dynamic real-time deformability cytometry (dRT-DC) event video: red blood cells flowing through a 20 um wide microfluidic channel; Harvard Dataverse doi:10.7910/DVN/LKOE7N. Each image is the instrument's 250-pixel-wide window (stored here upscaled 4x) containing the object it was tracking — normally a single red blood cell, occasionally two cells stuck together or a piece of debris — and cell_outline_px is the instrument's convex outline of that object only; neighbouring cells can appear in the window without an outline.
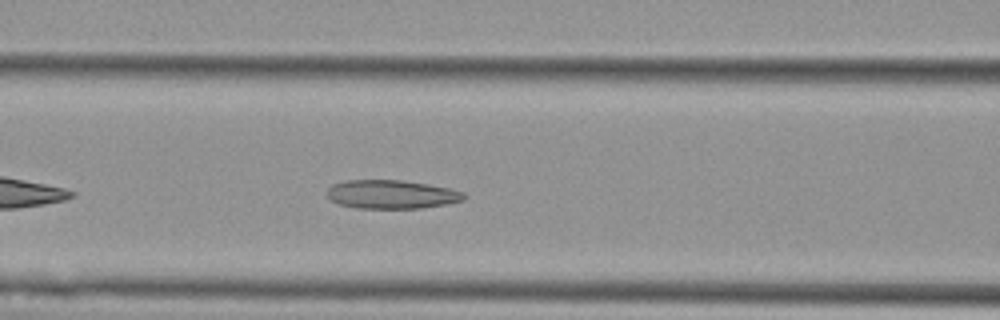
{"species": "Egyptian fruit bat (a non-hibernating species)", "species_latin": "Rousettus aegyptiacus", "temperature_condition": "cold", "stored_images_in_passage": 38, "camera_frame_rate_fps": 3000, "um_per_image_px": 0.085, "animal": {"sex": "female"}, "frame": {"image": 1, "passage_image": 9, "time_ms": 2.667, "image_size_px": [1000, 320], "cell_outline_px": [[468, 196], [464, 200], [448, 204], [420, 208], [356, 208], [340, 204], [328, 200], [328, 188], [332, 184], [344, 180], [400, 180], [428, 184], [448, 188], [464, 192]], "centroid_in_image_um": [33.28, 16.52], "position_along_channel_um": 133.3, "area_um2": 23.0}}
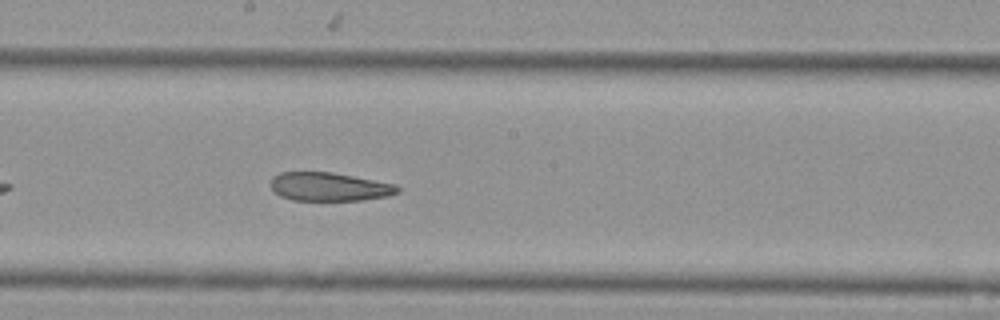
{"frame": {"image": 2, "passage_image": 16, "time_ms": 5.0, "image_size_px": [1000, 320], "cell_outline_px": [[400, 192], [388, 196], [364, 200], [292, 200], [280, 196], [272, 188], [272, 176], [280, 172], [332, 172], [396, 184], [400, 188]], "centroid_in_image_um": [28.02, 15.87], "position_along_channel_um": 220.2, "area_um2": 21.1}}
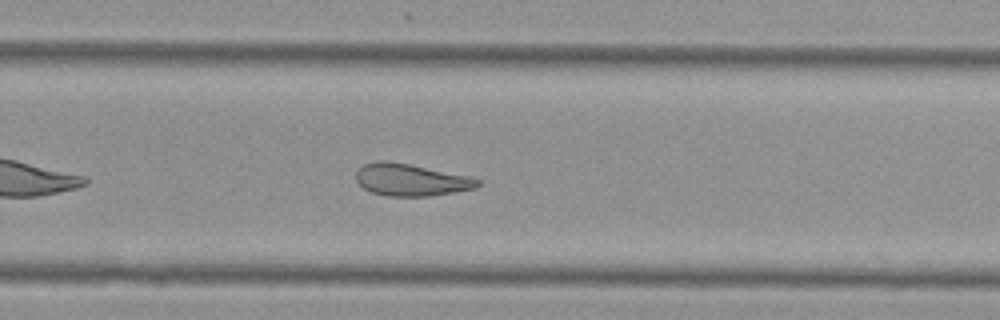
{"frame": {"image": 3, "passage_image": 22, "time_ms": 7.0, "image_size_px": [1000, 320], "cell_outline_px": [[480, 184], [476, 188], [428, 196], [388, 196], [372, 192], [364, 188], [356, 180], [356, 172], [364, 164], [376, 160], [388, 160], [468, 176], [480, 180]], "centroid_in_image_um": [34.89, 15.28], "position_along_channel_um": 294.9, "area_um2": 22.48}, "authors_computed_cell_mechanics": {"area_um2": 23.2934, "velocity_mm_per_s": 3.7422, "shape_relaxation_time_tau1_ms": null, "shape_relaxation_time_tau2_ms": 3.8937, "deformation_change_tau1": null, "deformation_change_tau2": 0.1079}}